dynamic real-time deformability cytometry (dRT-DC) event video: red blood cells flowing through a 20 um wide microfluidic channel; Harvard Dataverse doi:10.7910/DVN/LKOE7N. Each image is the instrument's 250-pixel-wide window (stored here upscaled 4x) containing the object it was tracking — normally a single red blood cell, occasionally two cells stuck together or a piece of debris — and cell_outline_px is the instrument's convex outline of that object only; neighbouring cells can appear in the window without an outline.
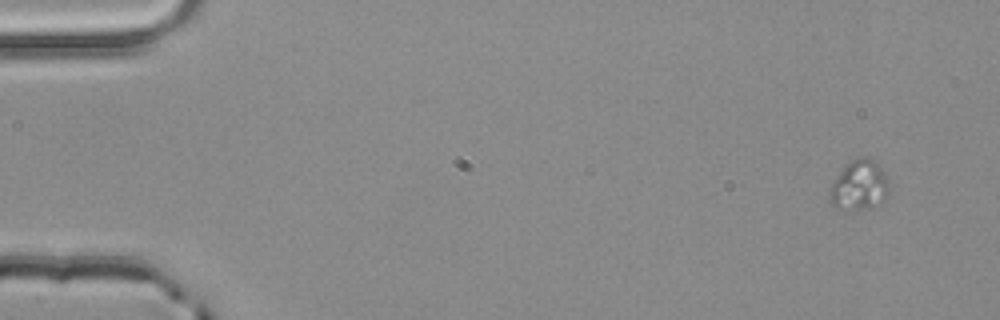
{"species": "common noctule bat (a hibernating species)", "species_latin": "Nyctalus noctula", "temperature_condition": "room temperature", "stored_images_in_passage": 4, "camera_frame_rate_fps": 3000, "um_per_image_px": 0.085, "animal": {"sex": "male", "body_mass_g": 20.4}, "frame": {"image": 1, "passage_image": 1, "time_ms": 0.0, "image_size_px": [1000, 320], "cell_outline_px": [[888, 192], [884, 200], [860, 208], [840, 208], [832, 204], [828, 196], [832, 184], [844, 164], [860, 156], [872, 160], [884, 172], [888, 180]], "centroid_in_image_um": [73.01, 15.7], "position_along_channel_um": 12.0, "area_um2": 16.53}}